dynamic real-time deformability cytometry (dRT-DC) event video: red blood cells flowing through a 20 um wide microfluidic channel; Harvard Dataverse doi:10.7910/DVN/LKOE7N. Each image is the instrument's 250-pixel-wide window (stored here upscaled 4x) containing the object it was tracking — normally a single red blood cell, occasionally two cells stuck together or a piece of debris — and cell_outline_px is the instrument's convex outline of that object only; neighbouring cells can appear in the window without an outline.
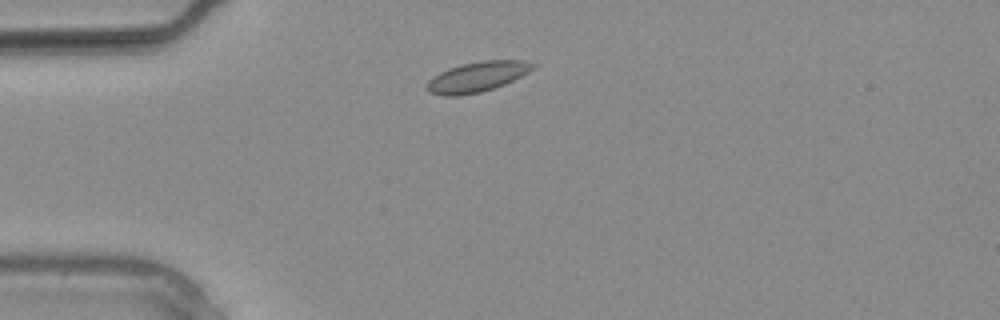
{"species": "common noctule bat (a hibernating species)", "species_latin": "Nyctalus noctula", "temperature_condition": "warm", "stored_images_in_passage": 1, "camera_frame_rate_fps": 3000, "um_per_image_px": 0.085, "animal": {"sex": "male", "body_mass_g": 20.4}, "frame": {"image": 1, "passage_image": 1, "time_ms": 0.0, "image_size_px": [1000, 320], "cell_outline_px": [[536, 64], [528, 72], [504, 84], [480, 92], [456, 96], [444, 96], [428, 92], [424, 88], [428, 80], [440, 72], [448, 68], [464, 64], [484, 60], [524, 60]], "centroid_in_image_um": [40.51, 6.53], "position_along_channel_um": 44.5, "area_um2": 18.44}}